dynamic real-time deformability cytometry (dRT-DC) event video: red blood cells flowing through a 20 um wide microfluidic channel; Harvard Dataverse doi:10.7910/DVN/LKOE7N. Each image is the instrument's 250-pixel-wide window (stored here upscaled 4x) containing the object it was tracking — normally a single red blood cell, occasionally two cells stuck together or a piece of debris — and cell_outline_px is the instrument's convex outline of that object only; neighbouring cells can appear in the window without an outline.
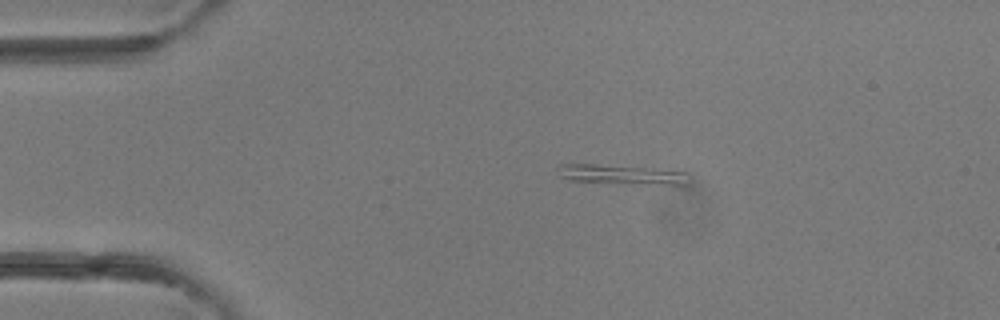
{"species": "common noctule bat (a hibernating species)", "species_latin": "Nyctalus noctula", "temperature_condition": "room temperature", "stored_images_in_passage": 3, "camera_frame_rate_fps": 3000, "um_per_image_px": 0.085, "animal": {"sex": "female"}, "frame": {"image": 1, "passage_image": 2, "time_ms": 1.333, "image_size_px": [1000, 320], "cell_outline_px": [[688, 184], [680, 188], [568, 180], [560, 176], [560, 164], [596, 164], [644, 168], [684, 172]], "centroid_in_image_um": [52.97, 14.9], "position_along_channel_um": 32.0, "area_um2": 15.43}}